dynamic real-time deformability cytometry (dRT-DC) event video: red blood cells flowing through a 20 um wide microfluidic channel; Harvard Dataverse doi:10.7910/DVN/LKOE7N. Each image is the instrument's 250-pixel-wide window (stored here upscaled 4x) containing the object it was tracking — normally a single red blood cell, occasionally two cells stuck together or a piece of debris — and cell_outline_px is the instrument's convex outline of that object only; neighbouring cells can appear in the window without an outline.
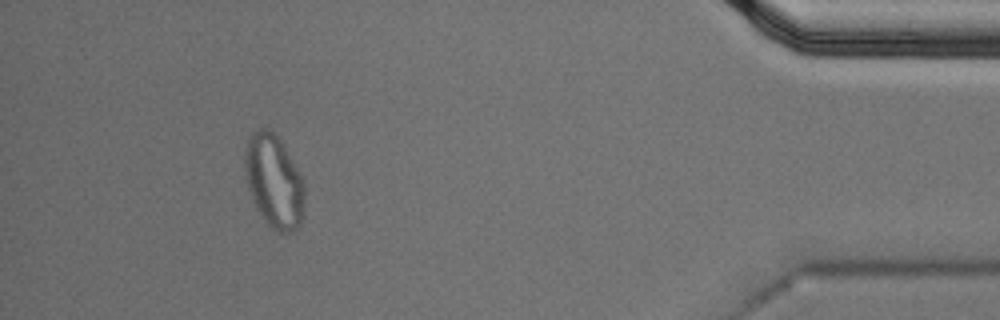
{"species": "Egyptian fruit bat (a non-hibernating species)", "species_latin": "Rousettus aegyptiacus", "temperature_condition": "cold", "stored_images_in_passage": 54, "segment_of_instrument_passage": [2, 2], "camera_frame_rate_fps": 3000, "um_per_image_px": 0.085, "animal": {"sex": "male"}, "frame": {"image": 1, "passage_image": 50, "time_ms": 16.333, "image_size_px": [1000, 320], "cell_outline_px": [[304, 216], [300, 224], [292, 232], [276, 232], [264, 220], [256, 208], [252, 200], [244, 176], [244, 148], [248, 136], [252, 132], [260, 128], [268, 128], [280, 140], [296, 168], [300, 176], [304, 188]], "centroid_in_image_um": [23.24, 15.42], "position_along_channel_um": 412.0, "area_um2": 32.54}}